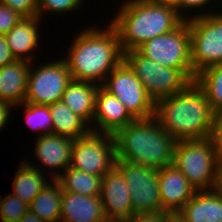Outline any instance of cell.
Returning <instances> with one entry per match:
<instances>
[{"mask_svg": "<svg viewBox=\"0 0 222 222\" xmlns=\"http://www.w3.org/2000/svg\"><path fill=\"white\" fill-rule=\"evenodd\" d=\"M214 115L205 92L195 81L155 103L154 117L177 141L211 137Z\"/></svg>", "mask_w": 222, "mask_h": 222, "instance_id": "cell-1", "label": "cell"}, {"mask_svg": "<svg viewBox=\"0 0 222 222\" xmlns=\"http://www.w3.org/2000/svg\"><path fill=\"white\" fill-rule=\"evenodd\" d=\"M76 37L71 44L69 56L64 59L72 79L93 83L101 80L98 84L102 85L107 76L124 60L116 30L112 25L106 30L90 27Z\"/></svg>", "mask_w": 222, "mask_h": 222, "instance_id": "cell-2", "label": "cell"}, {"mask_svg": "<svg viewBox=\"0 0 222 222\" xmlns=\"http://www.w3.org/2000/svg\"><path fill=\"white\" fill-rule=\"evenodd\" d=\"M117 160L161 169L173 165L177 140L156 118L135 119L114 134Z\"/></svg>", "mask_w": 222, "mask_h": 222, "instance_id": "cell-3", "label": "cell"}, {"mask_svg": "<svg viewBox=\"0 0 222 222\" xmlns=\"http://www.w3.org/2000/svg\"><path fill=\"white\" fill-rule=\"evenodd\" d=\"M111 22L123 52L137 50L142 44L176 29L184 19L178 10L154 0H127Z\"/></svg>", "mask_w": 222, "mask_h": 222, "instance_id": "cell-4", "label": "cell"}, {"mask_svg": "<svg viewBox=\"0 0 222 222\" xmlns=\"http://www.w3.org/2000/svg\"><path fill=\"white\" fill-rule=\"evenodd\" d=\"M173 164L196 191L214 190L217 150L213 137L177 141Z\"/></svg>", "mask_w": 222, "mask_h": 222, "instance_id": "cell-5", "label": "cell"}, {"mask_svg": "<svg viewBox=\"0 0 222 222\" xmlns=\"http://www.w3.org/2000/svg\"><path fill=\"white\" fill-rule=\"evenodd\" d=\"M124 61L156 103L184 90L192 81L178 68L163 66L138 50L124 52Z\"/></svg>", "mask_w": 222, "mask_h": 222, "instance_id": "cell-6", "label": "cell"}, {"mask_svg": "<svg viewBox=\"0 0 222 222\" xmlns=\"http://www.w3.org/2000/svg\"><path fill=\"white\" fill-rule=\"evenodd\" d=\"M190 18L187 21L195 80L203 70L222 64V13H201Z\"/></svg>", "mask_w": 222, "mask_h": 222, "instance_id": "cell-7", "label": "cell"}, {"mask_svg": "<svg viewBox=\"0 0 222 222\" xmlns=\"http://www.w3.org/2000/svg\"><path fill=\"white\" fill-rule=\"evenodd\" d=\"M137 50L163 66L180 69L192 82L194 81L187 20H184L173 31L155 36Z\"/></svg>", "mask_w": 222, "mask_h": 222, "instance_id": "cell-8", "label": "cell"}, {"mask_svg": "<svg viewBox=\"0 0 222 222\" xmlns=\"http://www.w3.org/2000/svg\"><path fill=\"white\" fill-rule=\"evenodd\" d=\"M116 145L113 134L90 131L74 139L70 167L103 176L116 165Z\"/></svg>", "mask_w": 222, "mask_h": 222, "instance_id": "cell-9", "label": "cell"}, {"mask_svg": "<svg viewBox=\"0 0 222 222\" xmlns=\"http://www.w3.org/2000/svg\"><path fill=\"white\" fill-rule=\"evenodd\" d=\"M101 86L115 95L135 119L154 116V101L124 60L107 76Z\"/></svg>", "mask_w": 222, "mask_h": 222, "instance_id": "cell-10", "label": "cell"}, {"mask_svg": "<svg viewBox=\"0 0 222 222\" xmlns=\"http://www.w3.org/2000/svg\"><path fill=\"white\" fill-rule=\"evenodd\" d=\"M131 194L133 213L161 212L158 170L152 167L116 160Z\"/></svg>", "mask_w": 222, "mask_h": 222, "instance_id": "cell-11", "label": "cell"}, {"mask_svg": "<svg viewBox=\"0 0 222 222\" xmlns=\"http://www.w3.org/2000/svg\"><path fill=\"white\" fill-rule=\"evenodd\" d=\"M31 68L28 76L25 101L36 105H50L61 100V97L72 81L67 63L58 60L46 65Z\"/></svg>", "mask_w": 222, "mask_h": 222, "instance_id": "cell-12", "label": "cell"}, {"mask_svg": "<svg viewBox=\"0 0 222 222\" xmlns=\"http://www.w3.org/2000/svg\"><path fill=\"white\" fill-rule=\"evenodd\" d=\"M130 196L124 176L116 167L102 176L100 198L108 222H123L133 215Z\"/></svg>", "mask_w": 222, "mask_h": 222, "instance_id": "cell-13", "label": "cell"}, {"mask_svg": "<svg viewBox=\"0 0 222 222\" xmlns=\"http://www.w3.org/2000/svg\"><path fill=\"white\" fill-rule=\"evenodd\" d=\"M158 184L161 212L168 213L173 218L196 192L174 164L158 169Z\"/></svg>", "mask_w": 222, "mask_h": 222, "instance_id": "cell-14", "label": "cell"}, {"mask_svg": "<svg viewBox=\"0 0 222 222\" xmlns=\"http://www.w3.org/2000/svg\"><path fill=\"white\" fill-rule=\"evenodd\" d=\"M93 120L97 122V125L99 124L100 130L97 131L96 126L92 129L91 126V131L114 135L120 128L134 121L135 118L115 95L110 94L100 86L96 95Z\"/></svg>", "mask_w": 222, "mask_h": 222, "instance_id": "cell-15", "label": "cell"}, {"mask_svg": "<svg viewBox=\"0 0 222 222\" xmlns=\"http://www.w3.org/2000/svg\"><path fill=\"white\" fill-rule=\"evenodd\" d=\"M60 222H108L100 196L62 191Z\"/></svg>", "mask_w": 222, "mask_h": 222, "instance_id": "cell-16", "label": "cell"}, {"mask_svg": "<svg viewBox=\"0 0 222 222\" xmlns=\"http://www.w3.org/2000/svg\"><path fill=\"white\" fill-rule=\"evenodd\" d=\"M174 222H222V194L215 190L196 191Z\"/></svg>", "mask_w": 222, "mask_h": 222, "instance_id": "cell-17", "label": "cell"}, {"mask_svg": "<svg viewBox=\"0 0 222 222\" xmlns=\"http://www.w3.org/2000/svg\"><path fill=\"white\" fill-rule=\"evenodd\" d=\"M30 63L26 60H15L10 64L0 67L1 101L8 102L13 106L24 103L27 93Z\"/></svg>", "mask_w": 222, "mask_h": 222, "instance_id": "cell-18", "label": "cell"}, {"mask_svg": "<svg viewBox=\"0 0 222 222\" xmlns=\"http://www.w3.org/2000/svg\"><path fill=\"white\" fill-rule=\"evenodd\" d=\"M36 141V156L43 166L64 171L70 166L74 139L51 133L38 136Z\"/></svg>", "mask_w": 222, "mask_h": 222, "instance_id": "cell-19", "label": "cell"}, {"mask_svg": "<svg viewBox=\"0 0 222 222\" xmlns=\"http://www.w3.org/2000/svg\"><path fill=\"white\" fill-rule=\"evenodd\" d=\"M100 86V84L97 85V82L94 84L72 79L60 101L88 124L90 120H93L96 95Z\"/></svg>", "mask_w": 222, "mask_h": 222, "instance_id": "cell-20", "label": "cell"}, {"mask_svg": "<svg viewBox=\"0 0 222 222\" xmlns=\"http://www.w3.org/2000/svg\"><path fill=\"white\" fill-rule=\"evenodd\" d=\"M38 23H40L39 16L23 18L5 34L8 47L16 60L32 61V57L28 54L38 44Z\"/></svg>", "mask_w": 222, "mask_h": 222, "instance_id": "cell-21", "label": "cell"}, {"mask_svg": "<svg viewBox=\"0 0 222 222\" xmlns=\"http://www.w3.org/2000/svg\"><path fill=\"white\" fill-rule=\"evenodd\" d=\"M49 109L53 121L52 134L77 139L91 131L90 127L87 129V123L62 101L50 104Z\"/></svg>", "mask_w": 222, "mask_h": 222, "instance_id": "cell-22", "label": "cell"}, {"mask_svg": "<svg viewBox=\"0 0 222 222\" xmlns=\"http://www.w3.org/2000/svg\"><path fill=\"white\" fill-rule=\"evenodd\" d=\"M64 172V174H52L53 176L51 177L59 182L62 191L78 193L84 196H100L101 175L82 172L70 166Z\"/></svg>", "mask_w": 222, "mask_h": 222, "instance_id": "cell-23", "label": "cell"}, {"mask_svg": "<svg viewBox=\"0 0 222 222\" xmlns=\"http://www.w3.org/2000/svg\"><path fill=\"white\" fill-rule=\"evenodd\" d=\"M62 206V188L56 179L29 204V210L44 222H60Z\"/></svg>", "mask_w": 222, "mask_h": 222, "instance_id": "cell-24", "label": "cell"}, {"mask_svg": "<svg viewBox=\"0 0 222 222\" xmlns=\"http://www.w3.org/2000/svg\"><path fill=\"white\" fill-rule=\"evenodd\" d=\"M39 167L30 165L29 163H22L19 167L15 178L13 179L14 195L20 200L30 204L33 199L45 188L47 182Z\"/></svg>", "mask_w": 222, "mask_h": 222, "instance_id": "cell-25", "label": "cell"}, {"mask_svg": "<svg viewBox=\"0 0 222 222\" xmlns=\"http://www.w3.org/2000/svg\"><path fill=\"white\" fill-rule=\"evenodd\" d=\"M194 81L205 92L212 112L222 111V64L198 73Z\"/></svg>", "mask_w": 222, "mask_h": 222, "instance_id": "cell-26", "label": "cell"}, {"mask_svg": "<svg viewBox=\"0 0 222 222\" xmlns=\"http://www.w3.org/2000/svg\"><path fill=\"white\" fill-rule=\"evenodd\" d=\"M26 112V121L34 128V130H41V135L51 134L53 128V121L50 114L49 105H36L32 103H22ZM48 128V129H47ZM45 130V132H44Z\"/></svg>", "mask_w": 222, "mask_h": 222, "instance_id": "cell-27", "label": "cell"}, {"mask_svg": "<svg viewBox=\"0 0 222 222\" xmlns=\"http://www.w3.org/2000/svg\"><path fill=\"white\" fill-rule=\"evenodd\" d=\"M28 210L29 204L12 193L4 199L0 198V218L2 222H18Z\"/></svg>", "mask_w": 222, "mask_h": 222, "instance_id": "cell-28", "label": "cell"}, {"mask_svg": "<svg viewBox=\"0 0 222 222\" xmlns=\"http://www.w3.org/2000/svg\"><path fill=\"white\" fill-rule=\"evenodd\" d=\"M82 0H37V16H41L43 11L55 13H65L79 7ZM42 11V12H41Z\"/></svg>", "mask_w": 222, "mask_h": 222, "instance_id": "cell-29", "label": "cell"}, {"mask_svg": "<svg viewBox=\"0 0 222 222\" xmlns=\"http://www.w3.org/2000/svg\"><path fill=\"white\" fill-rule=\"evenodd\" d=\"M0 3L10 7L24 18L37 16V0H0Z\"/></svg>", "mask_w": 222, "mask_h": 222, "instance_id": "cell-30", "label": "cell"}, {"mask_svg": "<svg viewBox=\"0 0 222 222\" xmlns=\"http://www.w3.org/2000/svg\"><path fill=\"white\" fill-rule=\"evenodd\" d=\"M24 17L10 7L0 3V35L7 34Z\"/></svg>", "mask_w": 222, "mask_h": 222, "instance_id": "cell-31", "label": "cell"}, {"mask_svg": "<svg viewBox=\"0 0 222 222\" xmlns=\"http://www.w3.org/2000/svg\"><path fill=\"white\" fill-rule=\"evenodd\" d=\"M123 222H174V218L165 212L133 213Z\"/></svg>", "mask_w": 222, "mask_h": 222, "instance_id": "cell-32", "label": "cell"}, {"mask_svg": "<svg viewBox=\"0 0 222 222\" xmlns=\"http://www.w3.org/2000/svg\"><path fill=\"white\" fill-rule=\"evenodd\" d=\"M16 59L12 55L5 35H0V67L14 62Z\"/></svg>", "mask_w": 222, "mask_h": 222, "instance_id": "cell-33", "label": "cell"}, {"mask_svg": "<svg viewBox=\"0 0 222 222\" xmlns=\"http://www.w3.org/2000/svg\"><path fill=\"white\" fill-rule=\"evenodd\" d=\"M212 137L214 141H222V111L214 115V129Z\"/></svg>", "mask_w": 222, "mask_h": 222, "instance_id": "cell-34", "label": "cell"}, {"mask_svg": "<svg viewBox=\"0 0 222 222\" xmlns=\"http://www.w3.org/2000/svg\"><path fill=\"white\" fill-rule=\"evenodd\" d=\"M10 107H13V105L0 100V130L6 125L7 120H9L8 117L11 112Z\"/></svg>", "mask_w": 222, "mask_h": 222, "instance_id": "cell-35", "label": "cell"}, {"mask_svg": "<svg viewBox=\"0 0 222 222\" xmlns=\"http://www.w3.org/2000/svg\"><path fill=\"white\" fill-rule=\"evenodd\" d=\"M208 2H210V0H182V3L180 4V11L187 8H201L202 6L208 4Z\"/></svg>", "mask_w": 222, "mask_h": 222, "instance_id": "cell-36", "label": "cell"}, {"mask_svg": "<svg viewBox=\"0 0 222 222\" xmlns=\"http://www.w3.org/2000/svg\"><path fill=\"white\" fill-rule=\"evenodd\" d=\"M155 2H158L160 4H164L166 6L174 7L178 10L179 15L184 19L187 20L188 17H184L180 11V4L182 3V0H154Z\"/></svg>", "mask_w": 222, "mask_h": 222, "instance_id": "cell-37", "label": "cell"}, {"mask_svg": "<svg viewBox=\"0 0 222 222\" xmlns=\"http://www.w3.org/2000/svg\"><path fill=\"white\" fill-rule=\"evenodd\" d=\"M214 190L222 194V164H217L216 183Z\"/></svg>", "mask_w": 222, "mask_h": 222, "instance_id": "cell-38", "label": "cell"}, {"mask_svg": "<svg viewBox=\"0 0 222 222\" xmlns=\"http://www.w3.org/2000/svg\"><path fill=\"white\" fill-rule=\"evenodd\" d=\"M18 222H44V221L39 217H37L30 210H28L26 214Z\"/></svg>", "mask_w": 222, "mask_h": 222, "instance_id": "cell-39", "label": "cell"}, {"mask_svg": "<svg viewBox=\"0 0 222 222\" xmlns=\"http://www.w3.org/2000/svg\"><path fill=\"white\" fill-rule=\"evenodd\" d=\"M217 150V164H222V141H214Z\"/></svg>", "mask_w": 222, "mask_h": 222, "instance_id": "cell-40", "label": "cell"}]
</instances>
